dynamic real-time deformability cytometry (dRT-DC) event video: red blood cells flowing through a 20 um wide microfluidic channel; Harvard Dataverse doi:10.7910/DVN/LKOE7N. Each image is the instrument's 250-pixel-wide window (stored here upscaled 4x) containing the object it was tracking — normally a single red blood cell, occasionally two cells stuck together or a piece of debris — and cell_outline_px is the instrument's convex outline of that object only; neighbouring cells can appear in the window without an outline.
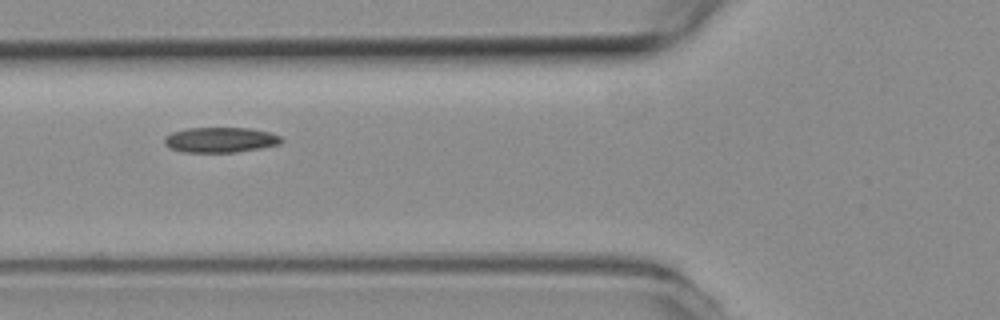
{"species": "common noctule bat (a hibernating species)", "species_latin": "Nyctalus noctula", "temperature_condition": "room temperature", "stored_images_in_passage": 7, "camera_frame_rate_fps": 3000, "um_per_image_px": 0.085, "animal": {"sex": "female", "body_mass_g": 19.3, "forearm_length_mm": 54.1}, "frame": {"image": 1, "passage_image": 6, "time_ms": 1.667, "image_size_px": [1000, 320], "cell_outline_px": [[284, 140], [280, 144], [260, 148], [236, 152], [184, 152], [168, 148], [164, 144], [164, 136], [172, 132], [188, 128], [252, 128], [268, 132], [280, 136]], "centroid_in_image_um": [18.71, 11.89], "position_along_channel_um": 107.1, "area_um2": 17.28}}
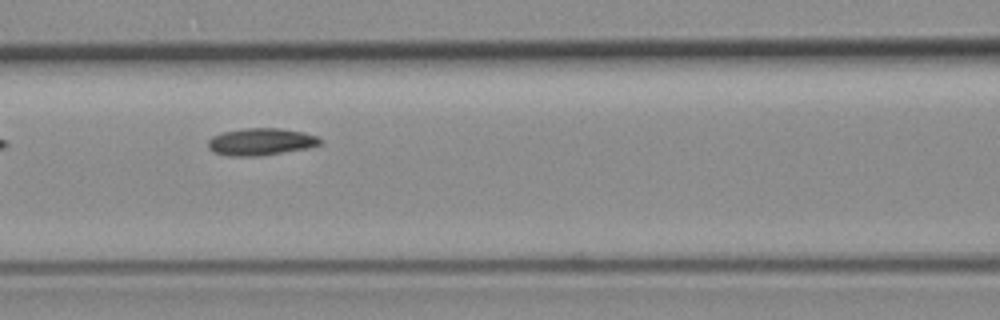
{"frame": {"image": 2, "passage_image": 7, "time_ms": 2.0, "image_size_px": [1000, 320], "cell_outline_px": [[320, 144], [308, 148], [260, 156], [228, 156], [212, 152], [208, 148], [208, 140], [212, 136], [220, 132], [244, 128], [280, 128], [304, 132], [316, 136], [320, 140]], "centroid_in_image_um": [22.11, 12.05], "position_along_channel_um": 144.5, "area_um2": 17.86}}